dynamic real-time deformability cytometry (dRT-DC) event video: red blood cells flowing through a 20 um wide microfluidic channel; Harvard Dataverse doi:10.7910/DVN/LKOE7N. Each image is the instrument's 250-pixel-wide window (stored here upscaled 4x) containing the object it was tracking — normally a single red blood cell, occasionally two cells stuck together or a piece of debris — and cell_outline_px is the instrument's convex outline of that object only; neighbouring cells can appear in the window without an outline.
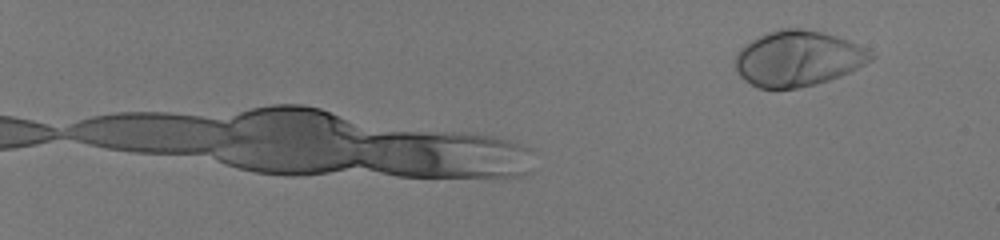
{"species": "human", "species_latin": "Homo sapiens", "temperature_condition": "room temperature", "stored_images_in_passage": 5, "camera_frame_rate_fps": 3000, "um_per_image_px": 0.085, "donor": {"sex": "male"}, "frame": {"image": 1, "passage_image": 1, "time_ms": 0.0, "image_size_px": [1000, 240], "cell_outline_px": [[876, 56], [872, 60], [840, 76], [816, 84], [796, 88], [760, 88], [744, 80], [736, 72], [736, 52], [744, 44], [768, 32], [780, 28], [800, 28], [820, 32], [836, 36], [848, 40], [868, 48]], "centroid_in_image_um": [67.83, 4.97], "position_along_channel_um": 17.2, "area_um2": 43.75}}